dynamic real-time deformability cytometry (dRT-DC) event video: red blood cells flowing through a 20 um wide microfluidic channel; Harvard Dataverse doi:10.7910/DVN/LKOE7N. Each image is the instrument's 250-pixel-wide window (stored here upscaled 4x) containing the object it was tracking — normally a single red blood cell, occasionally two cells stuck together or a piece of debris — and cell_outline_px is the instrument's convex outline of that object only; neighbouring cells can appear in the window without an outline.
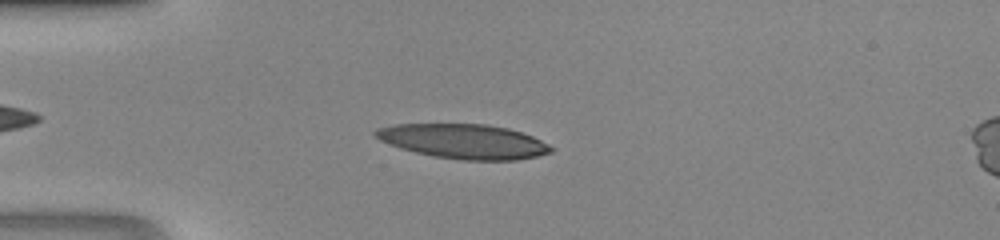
{"species": "human", "species_latin": "Homo sapiens", "temperature_condition": "room temperature", "stored_images_in_passage": 37, "camera_frame_rate_fps": 3000, "um_per_image_px": 0.085, "donor": {"sex": "male"}, "frame": {"image": 1, "passage_image": 4, "time_ms": 1.0, "image_size_px": [1000, 240], "cell_outline_px": [[556, 148], [552, 152], [536, 156], [516, 160], [460, 160], [436, 156], [416, 152], [400, 148], [380, 140], [372, 132], [376, 128], [396, 124], [484, 124], [508, 128], [532, 136]], "centroid_in_image_um": [39.42, 12.01], "position_along_channel_um": 45.6, "area_um2": 35.2}}
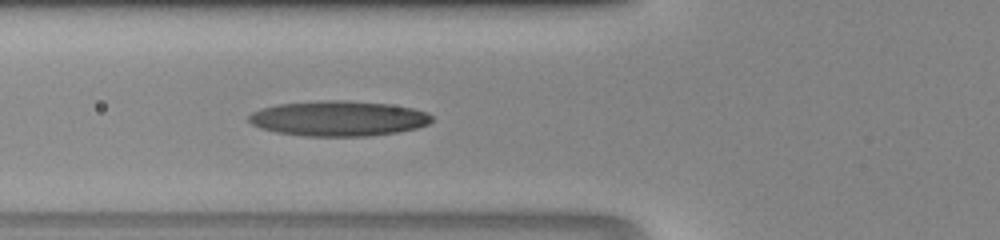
{"frame": {"image": 2, "passage_image": 9, "time_ms": 2.667, "image_size_px": [1000, 240], "cell_outline_px": [[432, 120], [428, 124], [416, 128], [396, 132], [372, 136], [304, 136], [276, 132], [260, 128], [252, 124], [248, 120], [248, 116], [252, 112], [276, 104], [320, 100], [348, 100], [388, 104], [412, 108], [428, 112], [432, 116]], "centroid_in_image_um": [28.76, 10.06], "position_along_channel_um": 97.0, "area_um2": 37.69}}
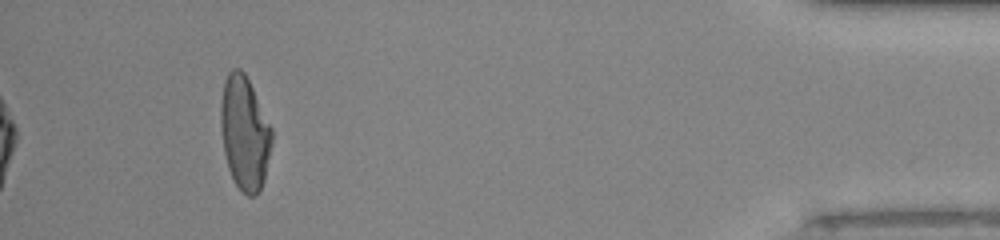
{"frame": {"image": 3, "passage_image": 34, "time_ms": 11.0, "image_size_px": [1000, 240], "cell_outline_px": [[272, 140], [264, 180], [256, 196], [248, 196], [236, 184], [228, 168], [224, 152], [220, 128], [220, 104], [224, 80], [228, 72], [232, 68], [240, 68], [244, 72], [272, 128]], "centroid_in_image_um": [20.77, 11.28], "position_along_channel_um": 414.4, "area_um2": 33.7}}